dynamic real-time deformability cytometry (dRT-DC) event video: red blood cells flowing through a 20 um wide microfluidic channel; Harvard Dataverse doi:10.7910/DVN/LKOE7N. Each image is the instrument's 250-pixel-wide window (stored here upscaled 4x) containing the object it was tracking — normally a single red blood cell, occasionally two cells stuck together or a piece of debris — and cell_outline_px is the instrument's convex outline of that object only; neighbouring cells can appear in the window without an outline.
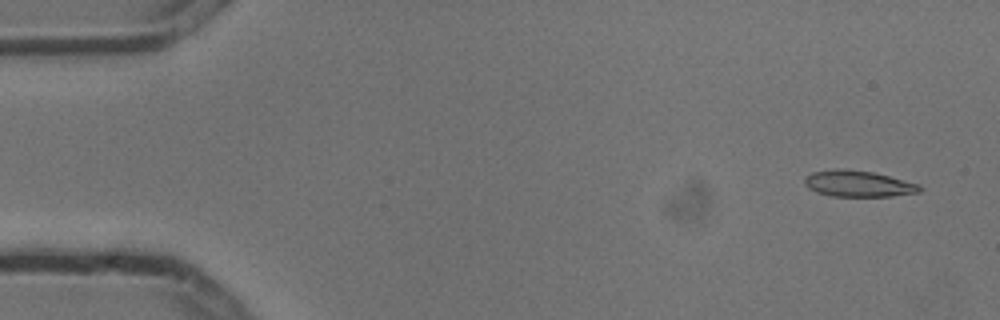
{"species": "common noctule bat (a hibernating species)", "species_latin": "Nyctalus noctula", "temperature_condition": "cold", "stored_images_in_passage": 8, "camera_frame_rate_fps": 3000, "um_per_image_px": 0.085, "animal": {"sex": "male", "body_mass_g": 13.3}, "frame": {"image": 1, "passage_image": 1, "time_ms": 0.0, "image_size_px": [1000, 320], "cell_outline_px": [[924, 188], [920, 192], [892, 196], [832, 196], [816, 192], [808, 188], [804, 184], [804, 176], [812, 172], [836, 168], [872, 172], [920, 184]], "centroid_in_image_um": [72.93, 15.62], "position_along_channel_um": 12.1, "area_um2": 17.63}}
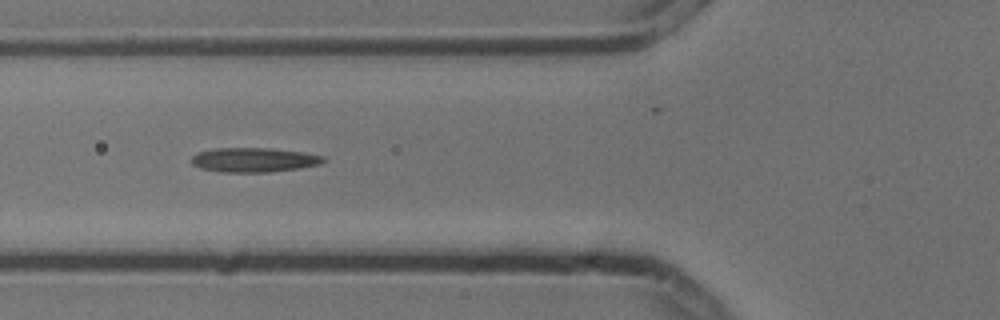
{"frame": {"image": 2, "passage_image": 6, "time_ms": 1.667, "image_size_px": [1000, 320], "cell_outline_px": [[324, 160], [320, 164], [300, 168], [268, 172], [220, 172], [200, 168], [192, 164], [192, 156], [200, 152], [216, 148], [268, 148], [300, 152], [324, 156]], "centroid_in_image_um": [21.56, 13.6], "position_along_channel_um": 104.2, "area_um2": 18.55}}
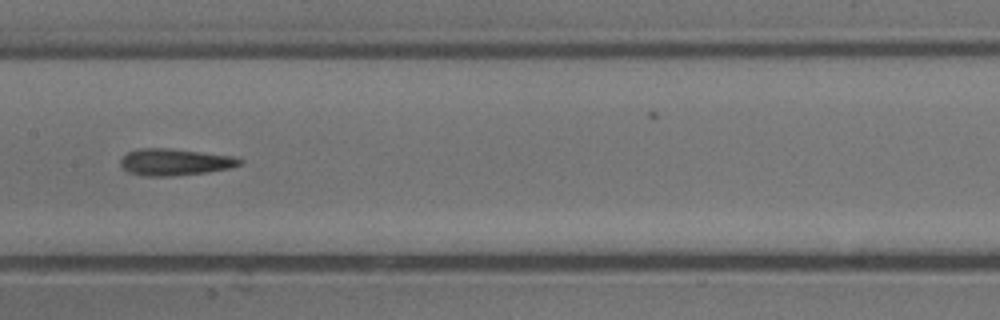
{"frame": {"image": 3, "passage_image": 8, "time_ms": 2.333, "image_size_px": [1000, 320], "cell_outline_px": [[244, 160], [240, 164], [228, 168], [208, 172], [176, 176], [140, 176], [128, 172], [120, 164], [120, 160], [128, 152], [140, 148], [168, 148], [236, 156]], "centroid_in_image_um": [14.87, 13.78], "position_along_channel_um": 192.5, "area_um2": 18.67}}